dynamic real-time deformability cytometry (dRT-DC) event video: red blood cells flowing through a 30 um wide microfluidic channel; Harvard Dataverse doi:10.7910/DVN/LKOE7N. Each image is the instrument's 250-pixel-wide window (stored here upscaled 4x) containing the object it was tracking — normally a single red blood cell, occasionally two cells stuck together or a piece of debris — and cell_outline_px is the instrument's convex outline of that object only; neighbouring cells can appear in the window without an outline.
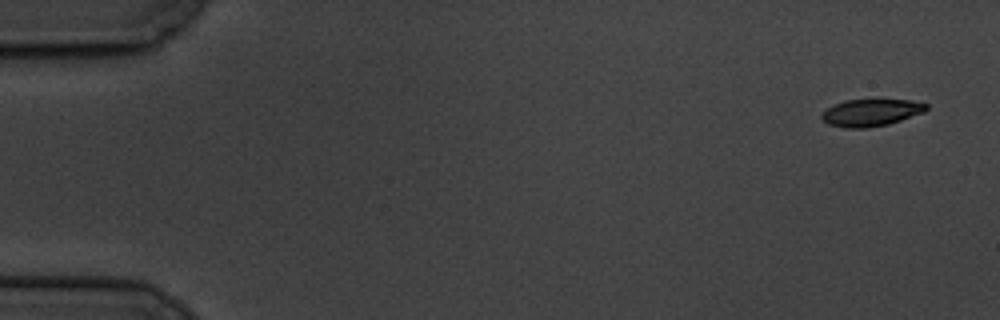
{"species": "common noctule bat (a hibernating species)", "species_latin": "Nyctalus noctula", "temperature_condition": "cold", "stored_images_in_passage": 8, "camera_frame_rate_fps": 3000, "um_per_image_px": 0.085, "animal": {"sex": "male", "body_mass_g": 19.5, "forearm_length_mm": 54.6}, "frame": {"image": 1, "passage_image": 1, "time_ms": 0.0, "image_size_px": [1000, 320], "cell_outline_px": [[928, 108], [924, 112], [888, 124], [864, 128], [844, 128], [828, 124], [820, 116], [828, 108], [844, 100], [912, 100], [928, 104]], "centroid_in_image_um": [74.05, 9.57], "position_along_channel_um": 11.0, "area_um2": 16.3}}
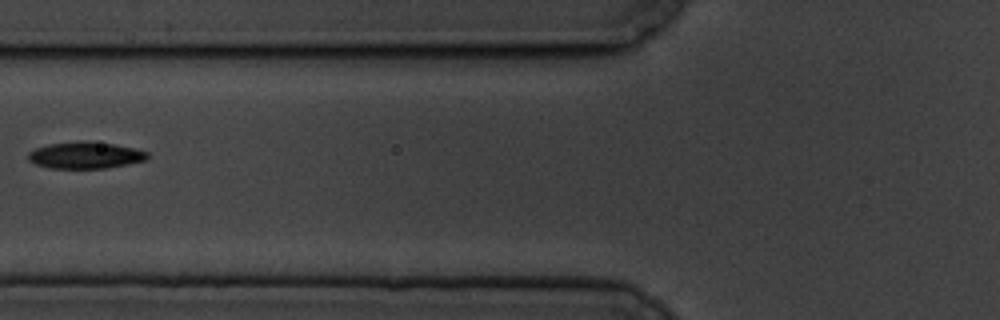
{"frame": {"image": 2, "passage_image": 7, "time_ms": 7.0, "image_size_px": [1000, 320], "cell_outline_px": [[148, 156], [144, 160], [108, 168], [52, 168], [36, 164], [28, 160], [28, 152], [36, 148], [48, 144], [80, 140], [84, 140], [116, 144], [148, 152]], "centroid_in_image_um": [7.22, 13.18], "position_along_channel_um": 118.6, "area_um2": 18.5}}
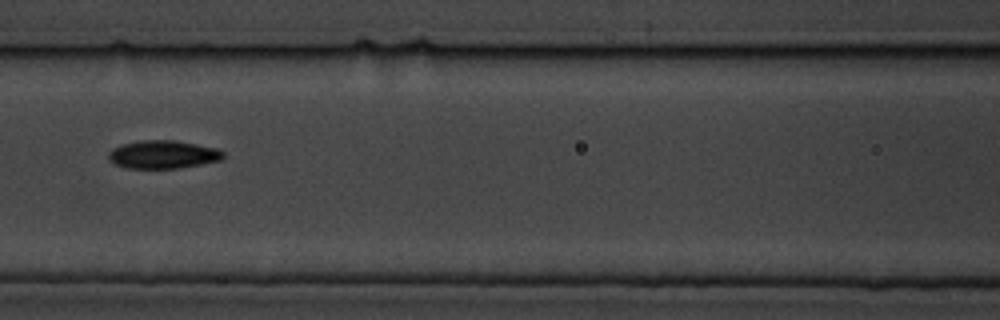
{"frame": {"image": 3, "passage_image": 8, "time_ms": 8.0, "image_size_px": [1000, 320], "cell_outline_px": [[224, 156], [220, 160], [200, 164], [176, 168], [128, 168], [116, 164], [108, 156], [108, 152], [112, 148], [120, 144], [140, 140], [172, 140], [196, 144], [216, 148], [224, 152]], "centroid_in_image_um": [13.83, 13.12], "position_along_channel_um": 152.8, "area_um2": 18.61}}